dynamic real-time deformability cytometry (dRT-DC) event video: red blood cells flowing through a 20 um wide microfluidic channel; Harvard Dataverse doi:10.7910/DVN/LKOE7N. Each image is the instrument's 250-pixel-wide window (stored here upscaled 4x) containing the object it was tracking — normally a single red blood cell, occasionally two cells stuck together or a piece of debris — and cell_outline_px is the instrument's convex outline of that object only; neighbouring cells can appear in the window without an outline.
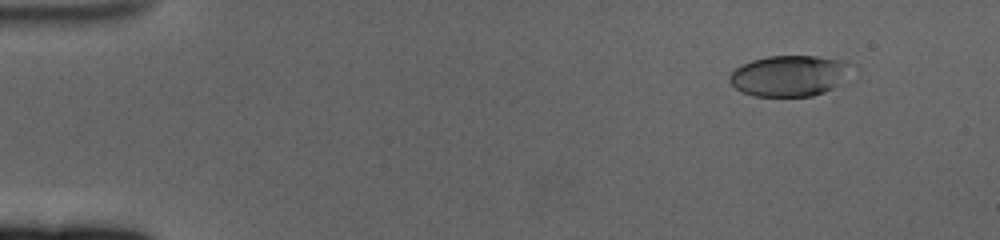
{"species": "human", "species_latin": "Homo sapiens", "temperature_condition": "cold", "stored_images_in_passage": 17, "camera_frame_rate_fps": 3000, "um_per_image_px": 0.085, "donor": {"sex": "female"}, "frame": {"image": 1, "passage_image": 6, "time_ms": 1.667, "image_size_px": [1000, 240], "cell_outline_px": [[856, 64], [840, 84], [824, 92], [812, 96], [752, 96], [740, 92], [728, 80], [728, 76], [736, 68], [752, 60], [768, 56], [816, 56], [852, 60]], "centroid_in_image_um": [67.16, 6.43], "position_along_channel_um": 17.8, "area_um2": 29.54}}